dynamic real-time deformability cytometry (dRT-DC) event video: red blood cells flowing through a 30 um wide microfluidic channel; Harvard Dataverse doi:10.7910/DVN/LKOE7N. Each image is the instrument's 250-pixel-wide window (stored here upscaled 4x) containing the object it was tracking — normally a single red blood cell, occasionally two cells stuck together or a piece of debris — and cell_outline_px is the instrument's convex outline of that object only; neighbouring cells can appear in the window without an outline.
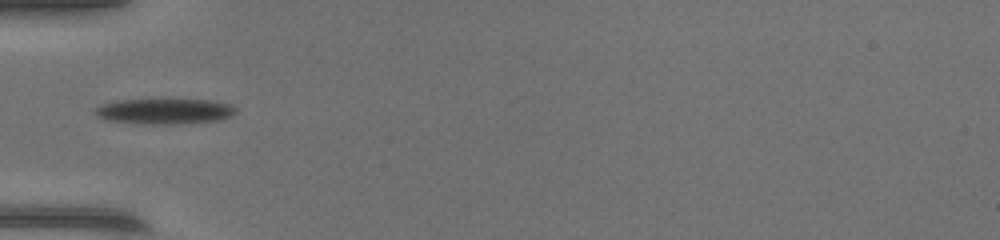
{"species": "common noctule bat (a hibernating species)", "species_latin": "Nyctalus noctula", "temperature_condition": "warm", "stored_images_in_passage": 34, "camera_frame_rate_fps": 3000, "um_per_image_px": 0.085, "animal": {"sex": "female", "body_mass_g": 17.0, "forearm_length_mm": 48.0}, "frame": {"image": 1, "passage_image": 1, "time_ms": 0.0, "image_size_px": [1000, 240], "cell_outline_px": [[236, 112], [232, 116], [220, 120], [180, 124], [140, 124], [108, 120], [96, 116], [92, 112], [96, 108], [104, 104], [116, 100], [168, 96], [212, 100], [232, 104], [236, 108]], "centroid_in_image_um": [14.02, 9.4], "position_along_channel_um": 71.0, "area_um2": 22.43}}
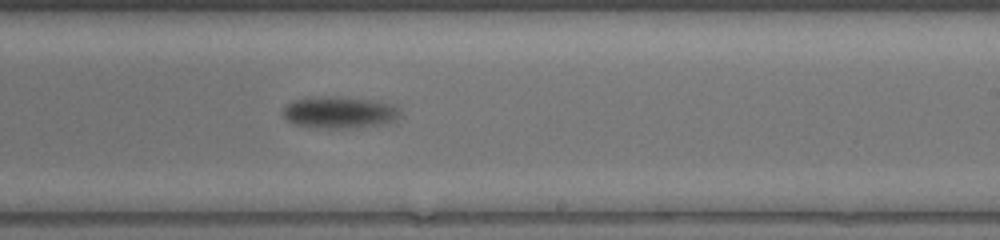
{"frame": {"image": 2, "passage_image": 15, "time_ms": 4.667, "image_size_px": [1000, 240], "cell_outline_px": [[400, 116], [396, 120], [388, 124], [348, 128], [312, 128], [296, 124], [288, 120], [284, 116], [284, 108], [292, 100], [328, 96], [348, 96], [380, 100], [396, 104], [400, 108]], "centroid_in_image_um": [28.97, 9.54], "position_along_channel_um": 260.0, "area_um2": 22.31}}
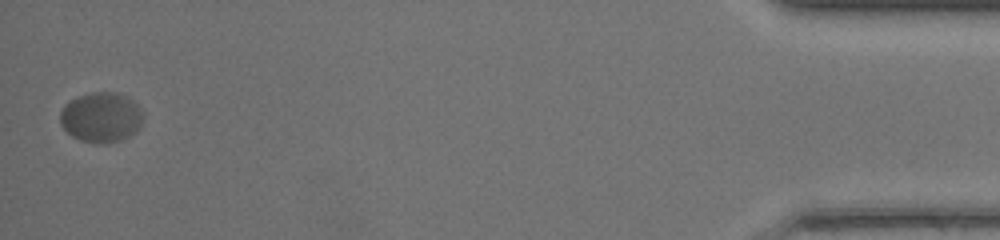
{"frame": {"image": 3, "passage_image": 34, "time_ms": 11.0, "image_size_px": [1000, 240], "cell_outline_px": [[144, 120], [128, 136], [120, 140], [80, 140], [72, 136], [60, 124], [60, 112], [64, 104], [76, 96], [92, 92], [116, 92], [132, 100], [144, 112]], "centroid_in_image_um": [8.57, 9.9], "position_along_channel_um": 426.6, "area_um2": 23.58}, "authors_computed_cell_mechanics": {"area_um2": 22.6865, "velocity_mm_per_s": 4.065, "shape_relaxation_time_tau1_ms": 3.8741, "shape_relaxation_time_tau2_ms": null, "deformation_change_tau1": 0.1668, "deformation_change_tau2": null}}